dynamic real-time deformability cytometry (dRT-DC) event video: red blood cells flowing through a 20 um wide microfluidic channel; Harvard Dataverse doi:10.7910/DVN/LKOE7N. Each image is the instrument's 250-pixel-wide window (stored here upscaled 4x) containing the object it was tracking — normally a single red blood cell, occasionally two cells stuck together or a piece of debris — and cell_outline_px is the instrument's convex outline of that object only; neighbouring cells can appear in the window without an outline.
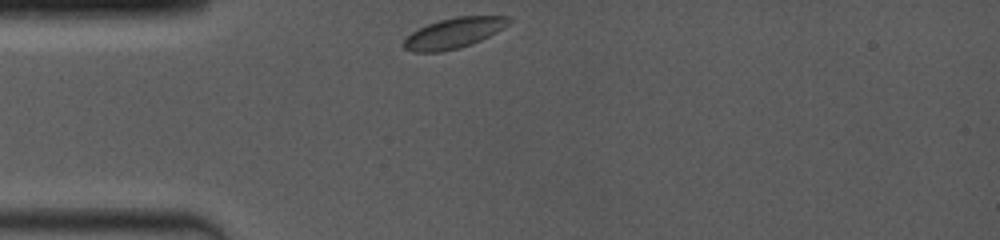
{"species": "common noctule bat (a hibernating species)", "species_latin": "Nyctalus noctula", "temperature_condition": "room temperature", "stored_images_in_passage": 5, "camera_frame_rate_fps": 4000, "um_per_image_px": 0.085, "animal": {"sex": "female", "body_mass_g": 19.0, "forearm_length_mm": 53.3}, "frame": {"image": 1, "passage_image": 1, "time_ms": 0.0, "image_size_px": [1000, 240], "cell_outline_px": [[512, 20], [504, 28], [472, 44], [460, 48], [440, 52], [412, 52], [404, 48], [404, 40], [412, 32], [428, 24], [440, 20], [456, 16], [512, 16]], "centroid_in_image_um": [38.6, 2.81], "position_along_channel_um": 46.4, "area_um2": 18.55}}
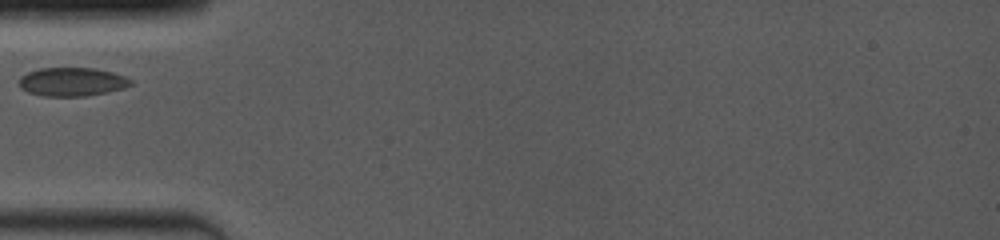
{"frame": {"image": 2, "passage_image": 3, "time_ms": 1.25, "image_size_px": [1000, 240], "cell_outline_px": [[132, 84], [124, 88], [108, 92], [84, 96], [44, 96], [28, 92], [20, 88], [20, 76], [28, 72], [40, 68], [96, 68], [112, 72], [124, 76], [132, 80]], "centroid_in_image_um": [6.13, 6.95], "position_along_channel_um": 78.9, "area_um2": 18.61}}
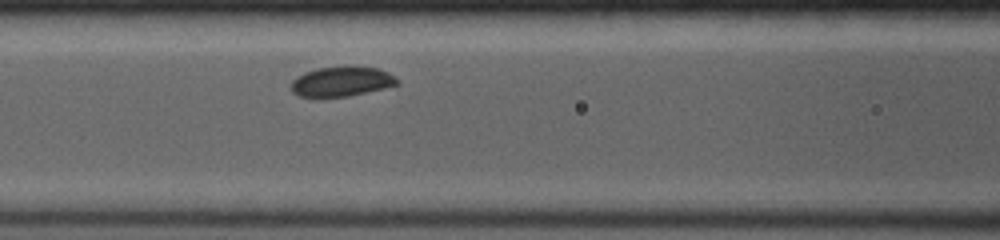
{"frame": {"image": 3, "passage_image": 5, "time_ms": 2.75, "image_size_px": [1000, 240], "cell_outline_px": [[400, 84], [384, 88], [348, 96], [320, 100], [316, 100], [296, 96], [292, 92], [292, 80], [296, 76], [304, 72], [316, 68], [380, 68], [388, 72]], "centroid_in_image_um": [28.92, 7.0], "position_along_channel_um": 137.7, "area_um2": 18.61}}